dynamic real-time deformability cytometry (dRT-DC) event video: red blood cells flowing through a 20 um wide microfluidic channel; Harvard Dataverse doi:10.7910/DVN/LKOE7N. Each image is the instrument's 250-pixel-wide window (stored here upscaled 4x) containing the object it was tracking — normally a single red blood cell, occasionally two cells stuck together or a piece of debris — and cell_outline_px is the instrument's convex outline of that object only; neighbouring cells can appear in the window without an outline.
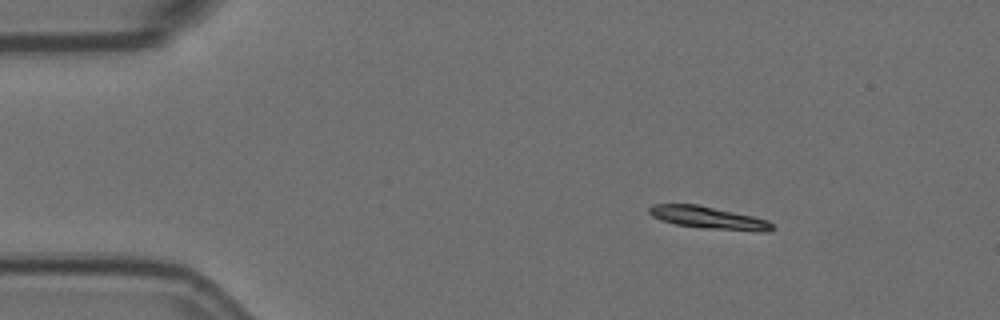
{"species": "Egyptian fruit bat (a non-hibernating species)", "species_latin": "Rousettus aegyptiacus", "temperature_condition": "room temperature", "stored_images_in_passage": 4, "camera_frame_rate_fps": 3000, "um_per_image_px": 0.085, "animal": {"sex": "female"}, "frame": {"image": 1, "passage_image": 1, "time_ms": 0.0, "image_size_px": [1000, 320], "cell_outline_px": [[776, 228], [768, 232], [756, 232], [704, 228], [676, 224], [660, 220], [652, 216], [648, 212], [648, 208], [652, 204], [696, 204], [752, 216], [768, 220]], "centroid_in_image_um": [60.24, 18.52], "position_along_channel_um": 24.8, "area_um2": 16.07}}